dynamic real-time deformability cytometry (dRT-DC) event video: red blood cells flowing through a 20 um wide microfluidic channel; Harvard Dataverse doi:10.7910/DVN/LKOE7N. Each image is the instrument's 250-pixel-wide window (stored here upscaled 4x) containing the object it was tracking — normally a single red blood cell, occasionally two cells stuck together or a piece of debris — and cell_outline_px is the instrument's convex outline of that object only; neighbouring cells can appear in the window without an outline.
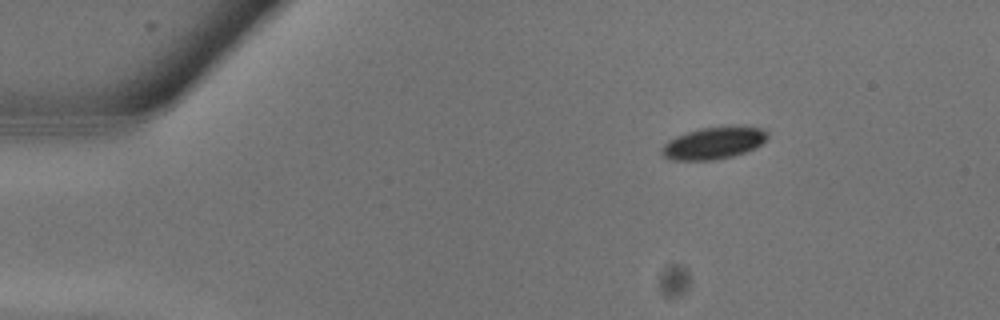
{"species": "common noctule bat (a hibernating species)", "species_latin": "Nyctalus noctula", "temperature_condition": "warm", "stored_images_in_passage": 7, "camera_frame_rate_fps": 3000, "um_per_image_px": 0.085, "animal": {"sex": "male", "body_mass_g": 13.3}, "frame": {"image": 1, "passage_image": 1, "time_ms": 0.0, "image_size_px": [1000, 320], "cell_outline_px": [[768, 136], [756, 148], [732, 156], [712, 160], [672, 160], [664, 156], [660, 152], [660, 148], [668, 140], [676, 136], [700, 128], [732, 124], [748, 124], [764, 128], [768, 132]], "centroid_in_image_um": [60.71, 12.11], "position_along_channel_um": 24.3, "area_um2": 20.35}}
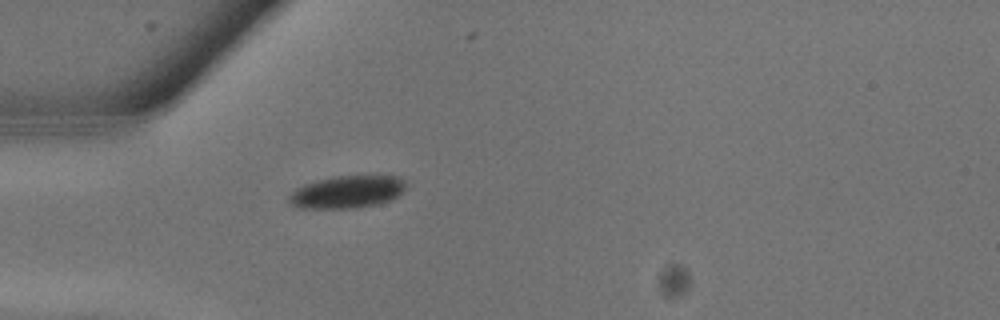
{"frame": {"image": 2, "passage_image": 5, "time_ms": 1.333, "image_size_px": [1000, 320], "cell_outline_px": [[404, 188], [396, 196], [388, 200], [376, 204], [356, 208], [300, 208], [288, 204], [288, 196], [296, 188], [320, 180], [336, 176], [396, 176], [404, 180]], "centroid_in_image_um": [29.45, 16.33], "position_along_channel_um": 55.5, "area_um2": 21.68}}